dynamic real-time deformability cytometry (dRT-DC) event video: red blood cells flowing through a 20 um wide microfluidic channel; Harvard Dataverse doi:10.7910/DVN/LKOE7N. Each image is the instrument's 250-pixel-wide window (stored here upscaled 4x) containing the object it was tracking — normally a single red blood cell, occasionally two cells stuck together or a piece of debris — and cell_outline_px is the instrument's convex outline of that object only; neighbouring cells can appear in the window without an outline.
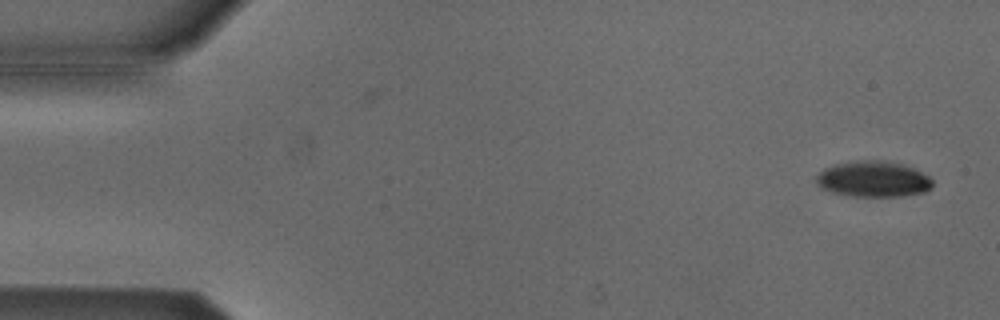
{"species": "Egyptian fruit bat (a non-hibernating species)", "species_latin": "Rousettus aegyptiacus", "temperature_condition": "cold", "stored_images_in_passage": 37, "camera_frame_rate_fps": 3000, "um_per_image_px": 0.085, "animal": {"sex": "male"}, "frame": {"image": 1, "passage_image": 2, "time_ms": 0.333, "image_size_px": [1000, 320], "cell_outline_px": [[932, 188], [924, 192], [900, 196], [852, 196], [832, 192], [820, 188], [816, 184], [816, 176], [824, 168], [836, 164], [856, 160], [880, 160], [904, 164], [928, 176], [932, 180]], "centroid_in_image_um": [74.2, 15.22], "position_along_channel_um": 10.8, "area_um2": 24.28}}
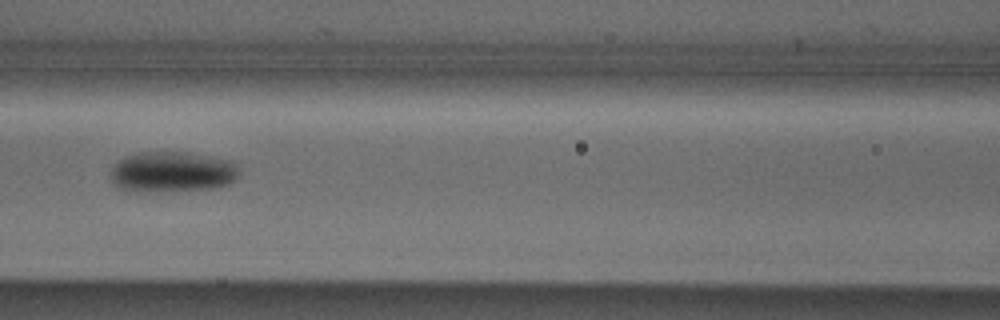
{"frame": {"image": 2, "passage_image": 23, "time_ms": 7.333, "image_size_px": [1000, 320], "cell_outline_px": [[240, 176], [236, 180], [228, 184], [216, 188], [164, 192], [128, 192], [116, 188], [112, 184], [108, 176], [112, 164], [116, 160], [124, 156], [136, 152], [188, 152], [212, 156], [232, 160], [240, 164]], "centroid_in_image_um": [14.6, 14.62], "position_along_channel_um": 152.0, "area_um2": 32.08}}
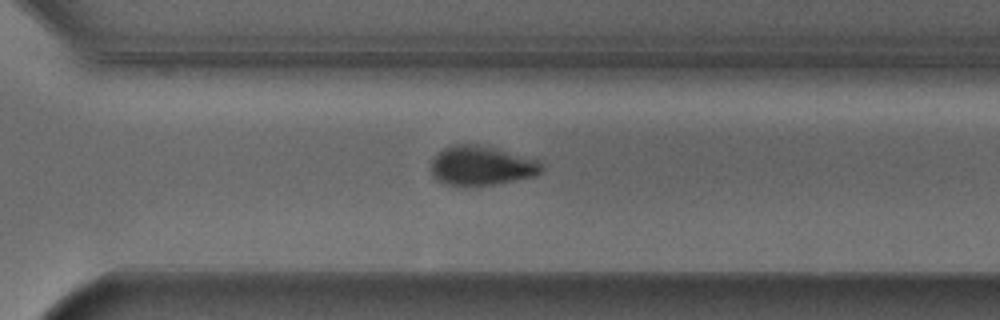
{"frame": {"image": 3, "passage_image": 37, "time_ms": 12.0, "image_size_px": [1000, 320], "cell_outline_px": [[544, 172], [536, 176], [496, 184], [444, 184], [432, 176], [432, 160], [444, 148], [456, 144], [476, 144], [540, 160], [544, 164]], "centroid_in_image_um": [41.0, 14.08], "position_along_channel_um": 329.6, "area_um2": 25.03}}